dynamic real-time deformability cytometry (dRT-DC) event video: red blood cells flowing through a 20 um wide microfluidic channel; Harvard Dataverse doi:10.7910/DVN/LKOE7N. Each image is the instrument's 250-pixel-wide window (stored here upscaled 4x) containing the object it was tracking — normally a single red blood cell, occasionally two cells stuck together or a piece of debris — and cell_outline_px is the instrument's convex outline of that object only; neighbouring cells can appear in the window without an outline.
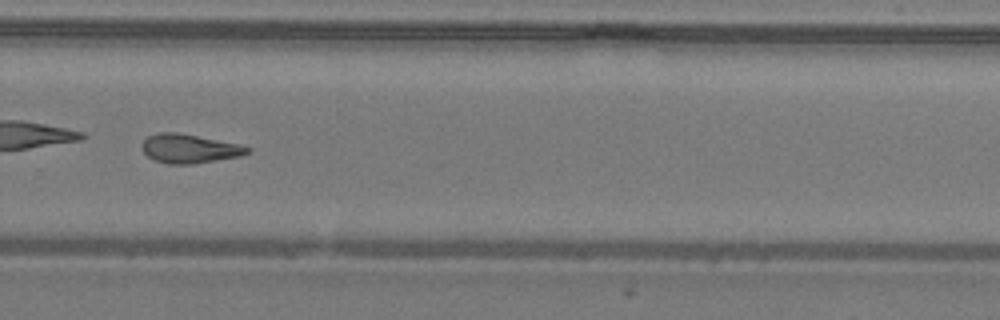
{"species": "common noctule bat (a hibernating species)", "species_latin": "Nyctalus noctula", "temperature_condition": "warm", "stored_images_in_passage": 40, "camera_frame_rate_fps": 3000, "um_per_image_px": 0.085, "animal": {"sex": "male", "body_mass_g": 19.2, "forearm_length_mm": 51.8}, "frame": {"image": 1, "passage_image": 29, "time_ms": 9.333, "image_size_px": [1000, 320], "cell_outline_px": [[252, 148], [248, 152], [240, 156], [192, 164], [168, 164], [156, 160], [148, 156], [140, 148], [140, 144], [148, 136], [156, 132], [176, 132], [240, 144]], "centroid_in_image_um": [16.06, 12.62], "position_along_channel_um": 313.7, "area_um2": 17.74}}